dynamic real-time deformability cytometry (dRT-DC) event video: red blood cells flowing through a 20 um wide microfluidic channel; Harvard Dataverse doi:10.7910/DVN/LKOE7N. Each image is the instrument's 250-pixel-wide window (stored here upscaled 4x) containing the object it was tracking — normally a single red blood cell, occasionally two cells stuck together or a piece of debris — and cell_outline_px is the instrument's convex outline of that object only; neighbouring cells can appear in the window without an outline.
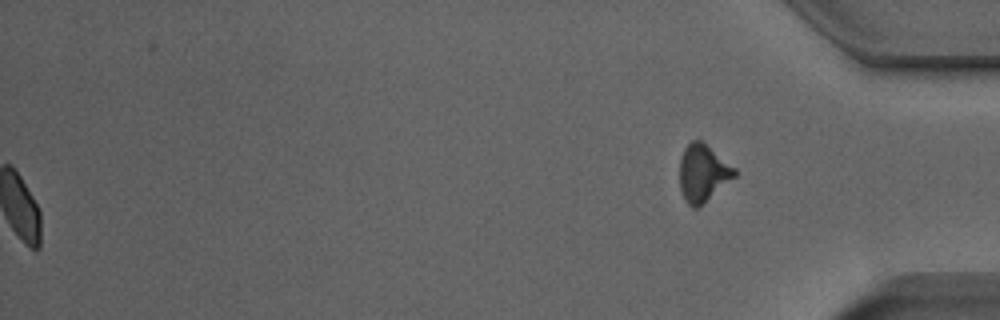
{"species": "Egyptian fruit bat (a non-hibernating species)", "species_latin": "Rousettus aegyptiacus", "temperature_condition": "room temperature", "stored_images_in_passage": 52, "segment_of_instrument_passage": [2, 2], "camera_frame_rate_fps": 3000, "um_per_image_px": 0.085, "animal": {"sex": "male"}, "frame": {"image": 1, "passage_image": 52, "time_ms": 17.0, "image_size_px": [1000, 320], "cell_outline_px": [[736, 176], [700, 208], [692, 208], [684, 200], [680, 188], [680, 156], [684, 148], [692, 140], [700, 140], [736, 168]], "centroid_in_image_um": [59.74, 14.75], "position_along_channel_um": 375.5, "area_um2": 18.5}}